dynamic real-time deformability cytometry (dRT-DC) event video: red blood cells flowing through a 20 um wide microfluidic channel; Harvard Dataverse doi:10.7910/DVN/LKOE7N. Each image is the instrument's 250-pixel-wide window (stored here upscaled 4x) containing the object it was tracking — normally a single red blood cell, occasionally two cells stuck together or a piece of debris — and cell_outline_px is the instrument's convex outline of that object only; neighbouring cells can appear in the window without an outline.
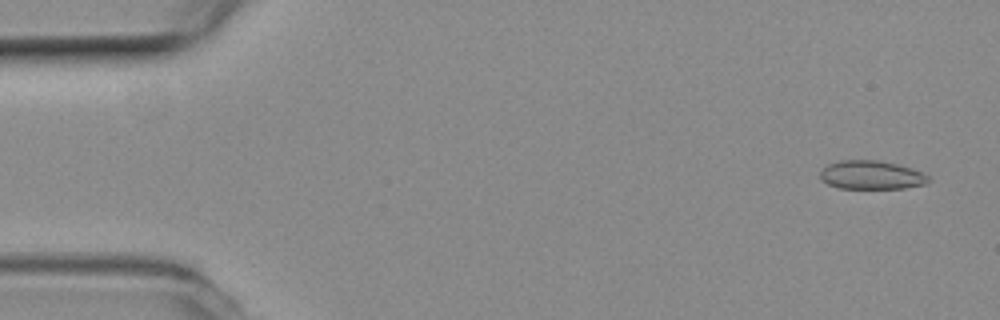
{"species": "common noctule bat (a hibernating species)", "species_latin": "Nyctalus noctula", "temperature_condition": "room temperature", "stored_images_in_passage": 13, "camera_frame_rate_fps": 3000, "um_per_image_px": 0.085, "animal": {"sex": "female", "body_mass_g": 19.3, "forearm_length_mm": 54.1}, "frame": {"image": 1, "passage_image": 3, "time_ms": 0.667, "image_size_px": [1000, 320], "cell_outline_px": [[932, 180], [928, 184], [904, 188], [840, 188], [828, 184], [820, 180], [820, 172], [828, 164], [840, 160], [880, 160], [912, 168], [928, 176]], "centroid_in_image_um": [74.08, 14.88], "position_along_channel_um": 10.9, "area_um2": 18.15}}